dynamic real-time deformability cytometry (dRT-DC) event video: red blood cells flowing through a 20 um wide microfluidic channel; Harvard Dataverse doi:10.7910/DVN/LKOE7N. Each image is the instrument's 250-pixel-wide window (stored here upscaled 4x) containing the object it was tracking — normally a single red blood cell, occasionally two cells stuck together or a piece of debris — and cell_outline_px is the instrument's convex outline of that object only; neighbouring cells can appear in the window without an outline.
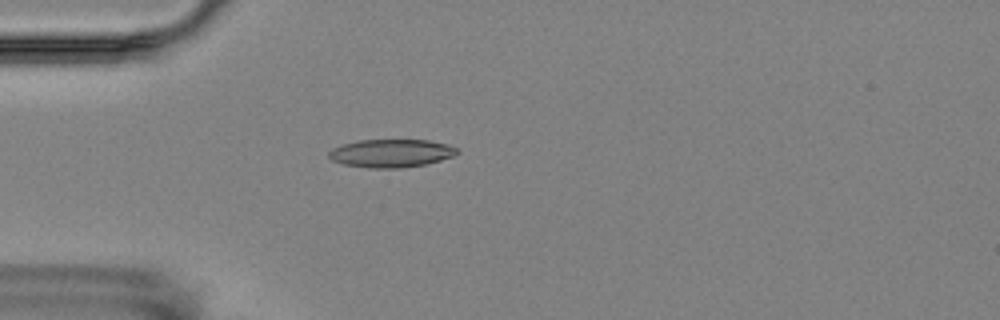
{"species": "Egyptian fruit bat (a non-hibernating species)", "species_latin": "Rousettus aegyptiacus", "temperature_condition": "room temperature", "stored_images_in_passage": 4, "camera_frame_rate_fps": 3000, "um_per_image_px": 0.085, "animal": {"sex": "female"}, "frame": {"image": 1, "passage_image": 4, "time_ms": 7.333, "image_size_px": [1000, 320], "cell_outline_px": [[460, 152], [452, 156], [428, 164], [404, 168], [368, 168], [344, 164], [332, 160], [328, 156], [328, 152], [332, 148], [344, 144], [360, 140], [428, 140], [448, 144], [456, 148]], "centroid_in_image_um": [33.26, 13.03], "position_along_channel_um": 51.7, "area_um2": 21.04}}